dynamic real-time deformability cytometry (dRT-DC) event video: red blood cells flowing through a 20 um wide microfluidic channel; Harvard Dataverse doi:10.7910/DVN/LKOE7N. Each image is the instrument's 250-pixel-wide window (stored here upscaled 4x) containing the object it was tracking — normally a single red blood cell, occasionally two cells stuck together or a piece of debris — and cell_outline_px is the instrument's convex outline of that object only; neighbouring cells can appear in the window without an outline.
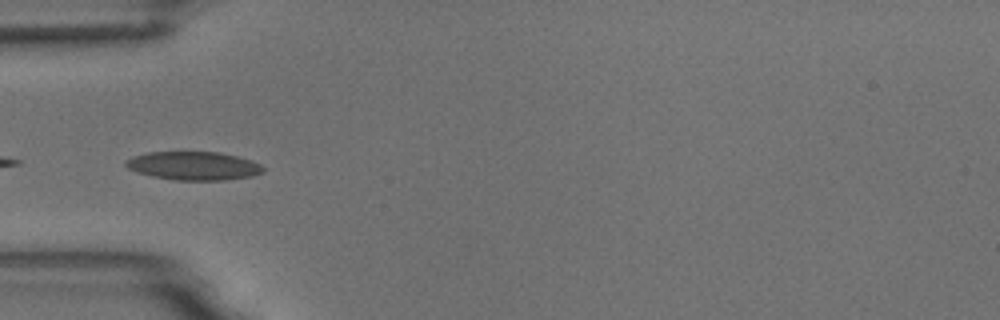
{"species": "common noctule bat (a hibernating species)", "species_latin": "Nyctalus noctula", "temperature_condition": "room temperature", "stored_images_in_passage": 19, "camera_frame_rate_fps": 3000, "um_per_image_px": 0.085, "animal": {"sex": "male", "body_mass_g": 18.8}, "frame": {"image": 1, "passage_image": 18, "time_ms": 5.667, "image_size_px": [1000, 320], "cell_outline_px": [[264, 172], [252, 176], [224, 180], [172, 180], [152, 176], [136, 172], [128, 168], [124, 164], [124, 160], [132, 156], [148, 152], [220, 152], [252, 160], [260, 164], [264, 168]], "centroid_in_image_um": [16.43, 14.09], "position_along_channel_um": 68.6, "area_um2": 22.95}}